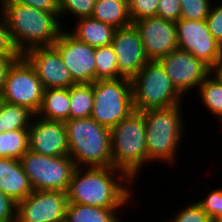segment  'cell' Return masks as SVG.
<instances>
[{
    "instance_id": "29",
    "label": "cell",
    "mask_w": 222,
    "mask_h": 222,
    "mask_svg": "<svg viewBox=\"0 0 222 222\" xmlns=\"http://www.w3.org/2000/svg\"><path fill=\"white\" fill-rule=\"evenodd\" d=\"M194 202V203H193ZM186 202L178 212L170 213L173 215L169 219L165 218L162 222H213V220L202 210L201 206L196 202Z\"/></svg>"
},
{
    "instance_id": "16",
    "label": "cell",
    "mask_w": 222,
    "mask_h": 222,
    "mask_svg": "<svg viewBox=\"0 0 222 222\" xmlns=\"http://www.w3.org/2000/svg\"><path fill=\"white\" fill-rule=\"evenodd\" d=\"M36 71L44 90L51 88H70L76 84L65 66L62 56L54 47H37L23 55Z\"/></svg>"
},
{
    "instance_id": "35",
    "label": "cell",
    "mask_w": 222,
    "mask_h": 222,
    "mask_svg": "<svg viewBox=\"0 0 222 222\" xmlns=\"http://www.w3.org/2000/svg\"><path fill=\"white\" fill-rule=\"evenodd\" d=\"M17 203L0 191V222H16Z\"/></svg>"
},
{
    "instance_id": "3",
    "label": "cell",
    "mask_w": 222,
    "mask_h": 222,
    "mask_svg": "<svg viewBox=\"0 0 222 222\" xmlns=\"http://www.w3.org/2000/svg\"><path fill=\"white\" fill-rule=\"evenodd\" d=\"M183 104L142 111L147 131V166L158 161L164 165H170V168L180 163L177 155L180 152L182 140H186L183 137L187 126V120L183 119L185 117Z\"/></svg>"
},
{
    "instance_id": "36",
    "label": "cell",
    "mask_w": 222,
    "mask_h": 222,
    "mask_svg": "<svg viewBox=\"0 0 222 222\" xmlns=\"http://www.w3.org/2000/svg\"><path fill=\"white\" fill-rule=\"evenodd\" d=\"M0 54H19L12 41L10 31L0 13Z\"/></svg>"
},
{
    "instance_id": "10",
    "label": "cell",
    "mask_w": 222,
    "mask_h": 222,
    "mask_svg": "<svg viewBox=\"0 0 222 222\" xmlns=\"http://www.w3.org/2000/svg\"><path fill=\"white\" fill-rule=\"evenodd\" d=\"M158 62L174 87L185 98L189 96L187 93H196L198 87L212 73V69L202 60L180 48L160 58Z\"/></svg>"
},
{
    "instance_id": "31",
    "label": "cell",
    "mask_w": 222,
    "mask_h": 222,
    "mask_svg": "<svg viewBox=\"0 0 222 222\" xmlns=\"http://www.w3.org/2000/svg\"><path fill=\"white\" fill-rule=\"evenodd\" d=\"M204 197L196 202L201 206L202 210L213 220V222L222 221V187L207 190Z\"/></svg>"
},
{
    "instance_id": "19",
    "label": "cell",
    "mask_w": 222,
    "mask_h": 222,
    "mask_svg": "<svg viewBox=\"0 0 222 222\" xmlns=\"http://www.w3.org/2000/svg\"><path fill=\"white\" fill-rule=\"evenodd\" d=\"M74 24L72 25L73 28L68 27L66 29L79 41L93 47L106 46L112 43L116 30L113 26L100 22L92 16L74 20Z\"/></svg>"
},
{
    "instance_id": "28",
    "label": "cell",
    "mask_w": 222,
    "mask_h": 222,
    "mask_svg": "<svg viewBox=\"0 0 222 222\" xmlns=\"http://www.w3.org/2000/svg\"><path fill=\"white\" fill-rule=\"evenodd\" d=\"M95 3L96 0H59V18L62 26L67 25L65 27L66 29L68 24L64 25L63 22L67 23L71 20L74 21V19L78 20L80 18L91 17Z\"/></svg>"
},
{
    "instance_id": "40",
    "label": "cell",
    "mask_w": 222,
    "mask_h": 222,
    "mask_svg": "<svg viewBox=\"0 0 222 222\" xmlns=\"http://www.w3.org/2000/svg\"><path fill=\"white\" fill-rule=\"evenodd\" d=\"M2 102H3V98H2V94L0 92V105H1Z\"/></svg>"
},
{
    "instance_id": "37",
    "label": "cell",
    "mask_w": 222,
    "mask_h": 222,
    "mask_svg": "<svg viewBox=\"0 0 222 222\" xmlns=\"http://www.w3.org/2000/svg\"><path fill=\"white\" fill-rule=\"evenodd\" d=\"M21 5H27L47 12H59V0H10Z\"/></svg>"
},
{
    "instance_id": "8",
    "label": "cell",
    "mask_w": 222,
    "mask_h": 222,
    "mask_svg": "<svg viewBox=\"0 0 222 222\" xmlns=\"http://www.w3.org/2000/svg\"><path fill=\"white\" fill-rule=\"evenodd\" d=\"M20 162L33 190L67 192L77 168L69 155L50 157L30 150L20 158Z\"/></svg>"
},
{
    "instance_id": "9",
    "label": "cell",
    "mask_w": 222,
    "mask_h": 222,
    "mask_svg": "<svg viewBox=\"0 0 222 222\" xmlns=\"http://www.w3.org/2000/svg\"><path fill=\"white\" fill-rule=\"evenodd\" d=\"M44 87L36 71L21 55L10 66L3 88V101L26 107L35 115L43 100Z\"/></svg>"
},
{
    "instance_id": "22",
    "label": "cell",
    "mask_w": 222,
    "mask_h": 222,
    "mask_svg": "<svg viewBox=\"0 0 222 222\" xmlns=\"http://www.w3.org/2000/svg\"><path fill=\"white\" fill-rule=\"evenodd\" d=\"M92 17L115 29L132 24L128 0H96Z\"/></svg>"
},
{
    "instance_id": "34",
    "label": "cell",
    "mask_w": 222,
    "mask_h": 222,
    "mask_svg": "<svg viewBox=\"0 0 222 222\" xmlns=\"http://www.w3.org/2000/svg\"><path fill=\"white\" fill-rule=\"evenodd\" d=\"M180 0H159L157 17L177 22L180 19Z\"/></svg>"
},
{
    "instance_id": "24",
    "label": "cell",
    "mask_w": 222,
    "mask_h": 222,
    "mask_svg": "<svg viewBox=\"0 0 222 222\" xmlns=\"http://www.w3.org/2000/svg\"><path fill=\"white\" fill-rule=\"evenodd\" d=\"M34 116L26 107L3 101L0 105V133L29 129Z\"/></svg>"
},
{
    "instance_id": "15",
    "label": "cell",
    "mask_w": 222,
    "mask_h": 222,
    "mask_svg": "<svg viewBox=\"0 0 222 222\" xmlns=\"http://www.w3.org/2000/svg\"><path fill=\"white\" fill-rule=\"evenodd\" d=\"M133 24L150 61H158L178 48L176 22L156 16L139 19Z\"/></svg>"
},
{
    "instance_id": "13",
    "label": "cell",
    "mask_w": 222,
    "mask_h": 222,
    "mask_svg": "<svg viewBox=\"0 0 222 222\" xmlns=\"http://www.w3.org/2000/svg\"><path fill=\"white\" fill-rule=\"evenodd\" d=\"M53 46L61 54L76 84L96 81L95 47L79 41L67 29L61 32Z\"/></svg>"
},
{
    "instance_id": "1",
    "label": "cell",
    "mask_w": 222,
    "mask_h": 222,
    "mask_svg": "<svg viewBox=\"0 0 222 222\" xmlns=\"http://www.w3.org/2000/svg\"><path fill=\"white\" fill-rule=\"evenodd\" d=\"M135 184L124 172L113 166L77 167L67 190L68 203L131 208L134 205L132 196L135 194Z\"/></svg>"
},
{
    "instance_id": "26",
    "label": "cell",
    "mask_w": 222,
    "mask_h": 222,
    "mask_svg": "<svg viewBox=\"0 0 222 222\" xmlns=\"http://www.w3.org/2000/svg\"><path fill=\"white\" fill-rule=\"evenodd\" d=\"M29 150V129L0 133V158H20Z\"/></svg>"
},
{
    "instance_id": "18",
    "label": "cell",
    "mask_w": 222,
    "mask_h": 222,
    "mask_svg": "<svg viewBox=\"0 0 222 222\" xmlns=\"http://www.w3.org/2000/svg\"><path fill=\"white\" fill-rule=\"evenodd\" d=\"M0 191L16 203L33 192L20 160L0 158Z\"/></svg>"
},
{
    "instance_id": "38",
    "label": "cell",
    "mask_w": 222,
    "mask_h": 222,
    "mask_svg": "<svg viewBox=\"0 0 222 222\" xmlns=\"http://www.w3.org/2000/svg\"><path fill=\"white\" fill-rule=\"evenodd\" d=\"M20 54H0V92L3 88L8 70Z\"/></svg>"
},
{
    "instance_id": "27",
    "label": "cell",
    "mask_w": 222,
    "mask_h": 222,
    "mask_svg": "<svg viewBox=\"0 0 222 222\" xmlns=\"http://www.w3.org/2000/svg\"><path fill=\"white\" fill-rule=\"evenodd\" d=\"M96 81L119 78L116 54L112 45L95 47Z\"/></svg>"
},
{
    "instance_id": "20",
    "label": "cell",
    "mask_w": 222,
    "mask_h": 222,
    "mask_svg": "<svg viewBox=\"0 0 222 222\" xmlns=\"http://www.w3.org/2000/svg\"><path fill=\"white\" fill-rule=\"evenodd\" d=\"M36 115L52 121L66 122L69 120V88H51L44 90L42 104Z\"/></svg>"
},
{
    "instance_id": "23",
    "label": "cell",
    "mask_w": 222,
    "mask_h": 222,
    "mask_svg": "<svg viewBox=\"0 0 222 222\" xmlns=\"http://www.w3.org/2000/svg\"><path fill=\"white\" fill-rule=\"evenodd\" d=\"M198 92V93H197ZM198 94L199 101L201 100V106L203 104L205 110L210 116H215L218 124H222V82L219 78L212 72L204 82L198 87L196 91Z\"/></svg>"
},
{
    "instance_id": "32",
    "label": "cell",
    "mask_w": 222,
    "mask_h": 222,
    "mask_svg": "<svg viewBox=\"0 0 222 222\" xmlns=\"http://www.w3.org/2000/svg\"><path fill=\"white\" fill-rule=\"evenodd\" d=\"M159 0H128L132 24L143 18L156 17Z\"/></svg>"
},
{
    "instance_id": "4",
    "label": "cell",
    "mask_w": 222,
    "mask_h": 222,
    "mask_svg": "<svg viewBox=\"0 0 222 222\" xmlns=\"http://www.w3.org/2000/svg\"><path fill=\"white\" fill-rule=\"evenodd\" d=\"M146 124L142 111H133L110 129L112 166L134 183L147 167Z\"/></svg>"
},
{
    "instance_id": "30",
    "label": "cell",
    "mask_w": 222,
    "mask_h": 222,
    "mask_svg": "<svg viewBox=\"0 0 222 222\" xmlns=\"http://www.w3.org/2000/svg\"><path fill=\"white\" fill-rule=\"evenodd\" d=\"M214 0H180V19L205 20L211 10Z\"/></svg>"
},
{
    "instance_id": "25",
    "label": "cell",
    "mask_w": 222,
    "mask_h": 222,
    "mask_svg": "<svg viewBox=\"0 0 222 222\" xmlns=\"http://www.w3.org/2000/svg\"><path fill=\"white\" fill-rule=\"evenodd\" d=\"M70 119L89 118L92 113L94 96L93 83L74 84L69 88Z\"/></svg>"
},
{
    "instance_id": "5",
    "label": "cell",
    "mask_w": 222,
    "mask_h": 222,
    "mask_svg": "<svg viewBox=\"0 0 222 222\" xmlns=\"http://www.w3.org/2000/svg\"><path fill=\"white\" fill-rule=\"evenodd\" d=\"M69 156L76 167H111L110 129L91 117L65 122Z\"/></svg>"
},
{
    "instance_id": "14",
    "label": "cell",
    "mask_w": 222,
    "mask_h": 222,
    "mask_svg": "<svg viewBox=\"0 0 222 222\" xmlns=\"http://www.w3.org/2000/svg\"><path fill=\"white\" fill-rule=\"evenodd\" d=\"M111 45L116 54L119 78L132 80L150 61L134 24L116 29Z\"/></svg>"
},
{
    "instance_id": "11",
    "label": "cell",
    "mask_w": 222,
    "mask_h": 222,
    "mask_svg": "<svg viewBox=\"0 0 222 222\" xmlns=\"http://www.w3.org/2000/svg\"><path fill=\"white\" fill-rule=\"evenodd\" d=\"M178 48L188 51L213 69L222 60V46L210 33L205 20L176 22Z\"/></svg>"
},
{
    "instance_id": "33",
    "label": "cell",
    "mask_w": 222,
    "mask_h": 222,
    "mask_svg": "<svg viewBox=\"0 0 222 222\" xmlns=\"http://www.w3.org/2000/svg\"><path fill=\"white\" fill-rule=\"evenodd\" d=\"M214 1L205 21L214 39L222 46V0Z\"/></svg>"
},
{
    "instance_id": "12",
    "label": "cell",
    "mask_w": 222,
    "mask_h": 222,
    "mask_svg": "<svg viewBox=\"0 0 222 222\" xmlns=\"http://www.w3.org/2000/svg\"><path fill=\"white\" fill-rule=\"evenodd\" d=\"M67 192L33 190L17 203L16 222H64Z\"/></svg>"
},
{
    "instance_id": "21",
    "label": "cell",
    "mask_w": 222,
    "mask_h": 222,
    "mask_svg": "<svg viewBox=\"0 0 222 222\" xmlns=\"http://www.w3.org/2000/svg\"><path fill=\"white\" fill-rule=\"evenodd\" d=\"M123 209L68 203L64 222H123L124 217H120Z\"/></svg>"
},
{
    "instance_id": "2",
    "label": "cell",
    "mask_w": 222,
    "mask_h": 222,
    "mask_svg": "<svg viewBox=\"0 0 222 222\" xmlns=\"http://www.w3.org/2000/svg\"><path fill=\"white\" fill-rule=\"evenodd\" d=\"M0 13L20 55L33 48L53 46L65 29L59 12H47L10 0H0Z\"/></svg>"
},
{
    "instance_id": "39",
    "label": "cell",
    "mask_w": 222,
    "mask_h": 222,
    "mask_svg": "<svg viewBox=\"0 0 222 222\" xmlns=\"http://www.w3.org/2000/svg\"><path fill=\"white\" fill-rule=\"evenodd\" d=\"M212 72L219 78L222 82V60L212 69Z\"/></svg>"
},
{
    "instance_id": "17",
    "label": "cell",
    "mask_w": 222,
    "mask_h": 222,
    "mask_svg": "<svg viewBox=\"0 0 222 222\" xmlns=\"http://www.w3.org/2000/svg\"><path fill=\"white\" fill-rule=\"evenodd\" d=\"M29 150L50 157L69 155L65 122L35 115L29 127Z\"/></svg>"
},
{
    "instance_id": "7",
    "label": "cell",
    "mask_w": 222,
    "mask_h": 222,
    "mask_svg": "<svg viewBox=\"0 0 222 222\" xmlns=\"http://www.w3.org/2000/svg\"><path fill=\"white\" fill-rule=\"evenodd\" d=\"M93 96L90 117L109 129L135 111L132 81L128 78L94 81Z\"/></svg>"
},
{
    "instance_id": "6",
    "label": "cell",
    "mask_w": 222,
    "mask_h": 222,
    "mask_svg": "<svg viewBox=\"0 0 222 222\" xmlns=\"http://www.w3.org/2000/svg\"><path fill=\"white\" fill-rule=\"evenodd\" d=\"M131 81L136 111L168 108L184 103V97L158 61H149Z\"/></svg>"
}]
</instances>
